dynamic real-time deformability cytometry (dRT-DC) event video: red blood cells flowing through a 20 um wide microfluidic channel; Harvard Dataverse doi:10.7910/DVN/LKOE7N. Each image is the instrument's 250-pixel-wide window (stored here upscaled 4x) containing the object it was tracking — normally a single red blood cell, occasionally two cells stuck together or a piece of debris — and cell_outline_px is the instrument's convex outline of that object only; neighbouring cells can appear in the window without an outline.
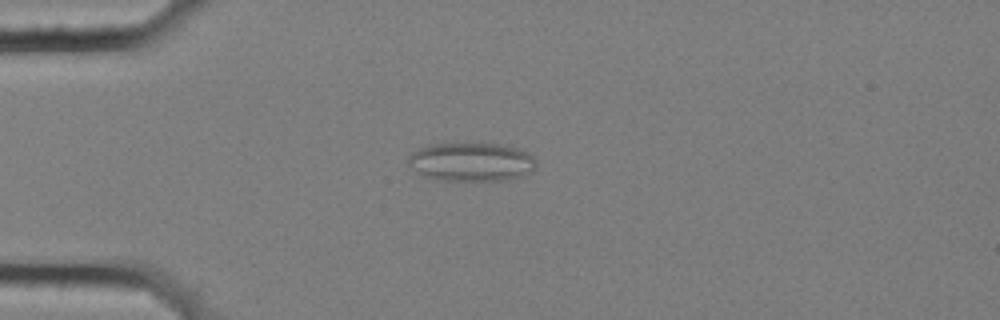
{"species": "common noctule bat (a hibernating species)", "species_latin": "Nyctalus noctula", "temperature_condition": "cold", "stored_images_in_passage": 4, "camera_frame_rate_fps": 3000, "um_per_image_px": 0.085, "animal": {"sex": "female", "body_mass_g": 25.1}, "frame": {"image": 1, "passage_image": 1, "time_ms": 0.0, "image_size_px": [1000, 320], "cell_outline_px": [[536, 168], [532, 172], [524, 176], [508, 180], [436, 180], [424, 176], [412, 168], [408, 164], [408, 156], [412, 152], [428, 144], [456, 140], [484, 140], [504, 144], [520, 148], [528, 152], [536, 160]], "centroid_in_image_um": [40.09, 13.68], "position_along_channel_um": 44.9, "area_um2": 30.63}}
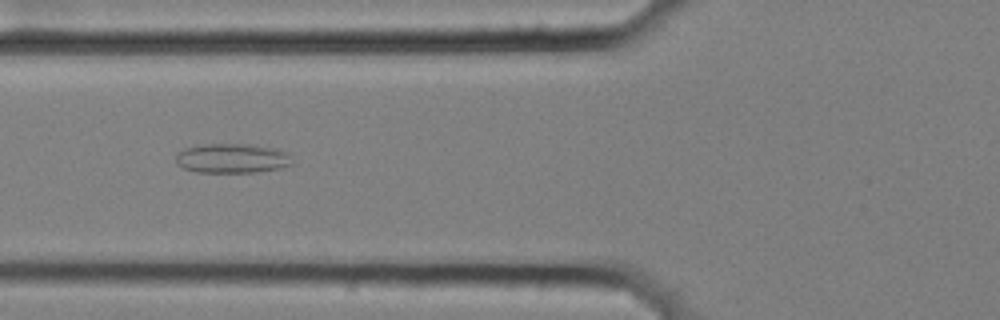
{"frame": {"image": 2, "passage_image": 3, "time_ms": 0.667, "image_size_px": [1000, 320], "cell_outline_px": [[292, 164], [280, 168], [256, 172], [196, 172], [184, 168], [176, 164], [176, 152], [184, 148], [196, 144], [252, 144], [276, 148], [284, 152], [288, 156]], "centroid_in_image_um": [19.65, 13.44], "position_along_channel_um": 106.1, "area_um2": 20.11}}